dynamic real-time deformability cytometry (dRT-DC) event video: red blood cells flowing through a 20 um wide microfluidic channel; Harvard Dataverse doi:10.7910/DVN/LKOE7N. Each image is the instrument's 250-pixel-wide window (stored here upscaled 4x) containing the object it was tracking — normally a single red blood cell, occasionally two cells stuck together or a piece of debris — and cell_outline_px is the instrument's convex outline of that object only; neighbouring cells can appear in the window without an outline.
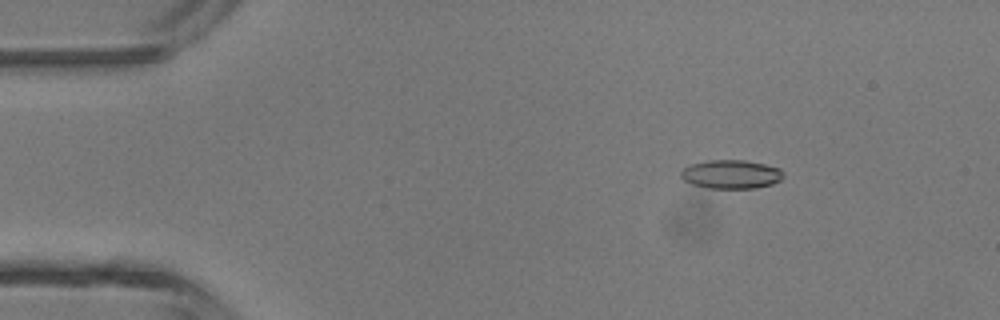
{"species": "common noctule bat (a hibernating species)", "species_latin": "Nyctalus noctula", "temperature_condition": "room temperature", "stored_images_in_passage": 43, "camera_frame_rate_fps": 3000, "um_per_image_px": 0.085, "animal": {"sex": "male", "body_mass_g": 13.3}, "frame": {"image": 1, "passage_image": 4, "time_ms": 1.0, "image_size_px": [1000, 320], "cell_outline_px": [[784, 176], [780, 180], [772, 184], [756, 188], [708, 188], [692, 184], [684, 180], [680, 176], [680, 172], [688, 164], [708, 160], [744, 160], [764, 164], [780, 168], [784, 172]], "centroid_in_image_um": [62.14, 14.81], "position_along_channel_um": 22.9, "area_um2": 17.28}}
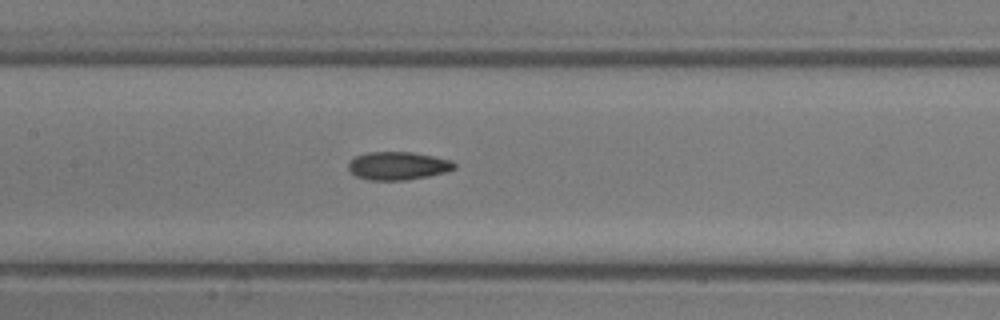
{"frame": {"image": 2, "passage_image": 19, "time_ms": 6.0, "image_size_px": [1000, 320], "cell_outline_px": [[456, 168], [448, 172], [428, 176], [404, 180], [368, 180], [356, 176], [348, 168], [348, 164], [356, 156], [368, 152], [412, 152], [452, 160], [456, 164]], "centroid_in_image_um": [33.86, 14.09], "position_along_channel_um": 173.5, "area_um2": 17.34}}
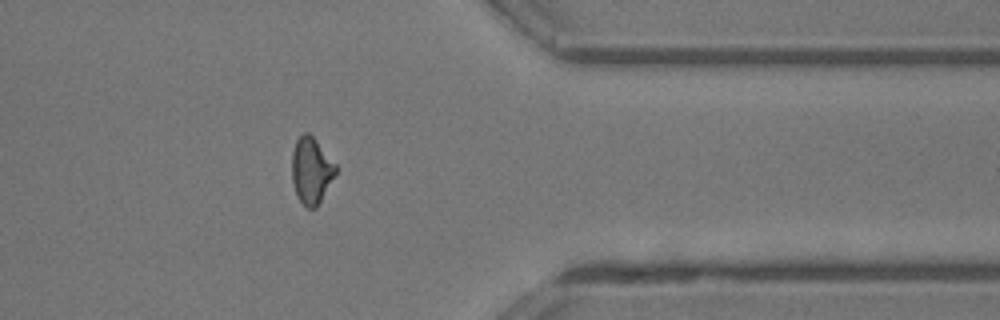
{"frame": {"image": 3, "passage_image": 34, "time_ms": 11.0, "image_size_px": [1000, 320], "cell_outline_px": [[336, 172], [316, 208], [308, 208], [300, 200], [296, 192], [292, 180], [292, 152], [296, 140], [304, 132], [308, 132], [316, 140], [336, 164]], "centroid_in_image_um": [26.45, 14.46], "position_along_channel_um": 385.0, "area_um2": 16.59}, "authors_computed_cell_mechanics": {"area_um2": 16.8198, "velocity_mm_per_s": 4.5369, "shape_relaxation_time_tau1_ms": 3.9376, "shape_relaxation_time_tau2_ms": 2.4017, "deformation_change_tau1": 0.1258, "deformation_change_tau2": 0.1}}